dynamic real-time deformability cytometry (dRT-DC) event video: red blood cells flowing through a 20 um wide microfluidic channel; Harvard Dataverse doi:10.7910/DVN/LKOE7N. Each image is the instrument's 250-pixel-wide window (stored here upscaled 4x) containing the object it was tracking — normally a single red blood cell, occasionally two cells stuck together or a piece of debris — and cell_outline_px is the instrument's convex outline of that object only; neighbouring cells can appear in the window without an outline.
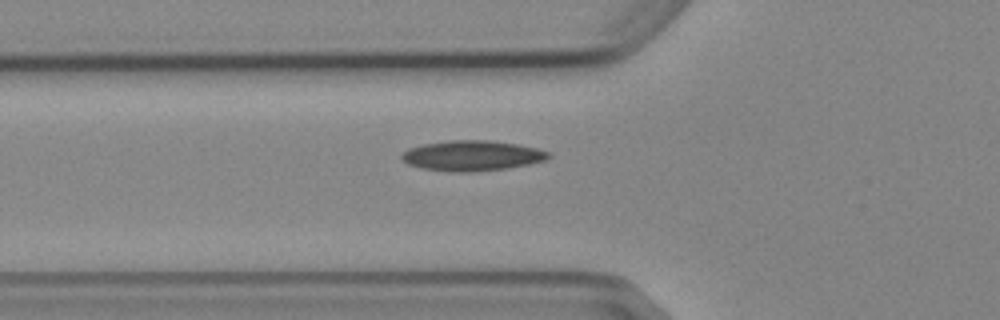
{"species": "Egyptian fruit bat (a non-hibernating species)", "species_latin": "Rousettus aegyptiacus", "temperature_condition": "cold", "stored_images_in_passage": 5, "camera_frame_rate_fps": 3000, "um_per_image_px": 0.085, "animal": {"sex": "female"}, "frame": {"image": 1, "passage_image": 5, "time_ms": 4.667, "image_size_px": [1000, 320], "cell_outline_px": [[552, 156], [544, 160], [528, 164], [508, 168], [472, 172], [448, 172], [420, 168], [408, 164], [400, 156], [408, 148], [424, 144], [452, 140], [488, 140], [516, 144], [536, 148], [548, 152]], "centroid_in_image_um": [40.1, 13.24], "position_along_channel_um": 85.7, "area_um2": 25.84}}